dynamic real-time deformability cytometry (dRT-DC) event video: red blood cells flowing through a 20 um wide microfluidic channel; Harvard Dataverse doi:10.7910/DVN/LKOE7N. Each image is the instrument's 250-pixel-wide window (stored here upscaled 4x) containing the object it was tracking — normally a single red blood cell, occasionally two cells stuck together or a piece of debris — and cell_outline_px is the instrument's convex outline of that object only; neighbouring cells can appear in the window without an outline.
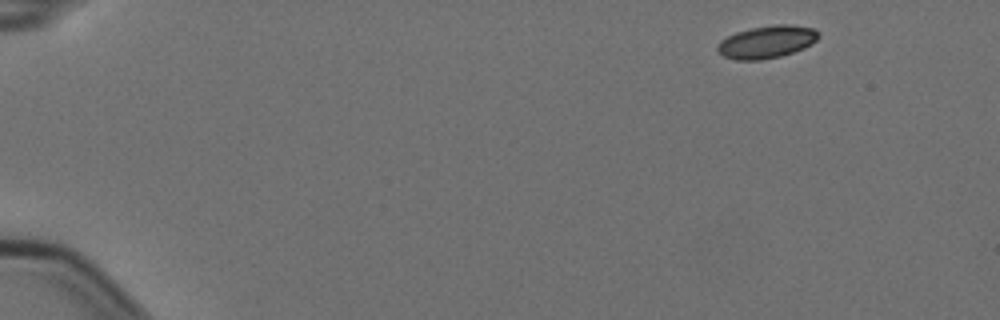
{"species": "Egyptian fruit bat (a non-hibernating species)", "species_latin": "Rousettus aegyptiacus", "temperature_condition": "cold", "stored_images_in_passage": 5, "camera_frame_rate_fps": 3000, "um_per_image_px": 0.085, "animal": {"sex": "female"}, "frame": {"image": 1, "passage_image": 1, "time_ms": 0.0, "image_size_px": [1000, 320], "cell_outline_px": [[820, 36], [812, 44], [804, 48], [780, 56], [760, 60], [736, 60], [724, 56], [716, 52], [716, 44], [720, 40], [736, 32], [752, 28], [772, 24], [792, 24], [812, 28], [820, 32]], "centroid_in_image_um": [65.16, 3.55], "position_along_channel_um": 19.8, "area_um2": 19.36}}